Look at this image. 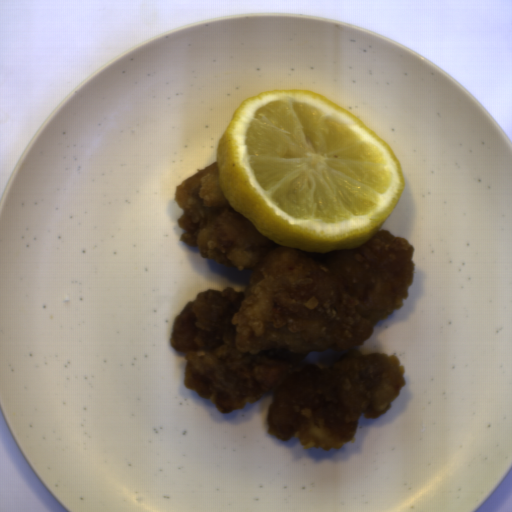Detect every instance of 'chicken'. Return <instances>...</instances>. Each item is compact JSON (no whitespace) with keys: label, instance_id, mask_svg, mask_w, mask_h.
Listing matches in <instances>:
<instances>
[{"label":"chicken","instance_id":"1","mask_svg":"<svg viewBox=\"0 0 512 512\" xmlns=\"http://www.w3.org/2000/svg\"><path fill=\"white\" fill-rule=\"evenodd\" d=\"M176 184L179 241L217 265L250 269L244 291L209 288L173 320L184 386L222 414L272 394L268 434L303 450L355 443L360 416L392 409L406 386L395 354L363 355L380 321L405 306L415 248L379 229L359 249L326 254L284 247L236 212L217 160Z\"/></svg>","mask_w":512,"mask_h":512}]
</instances>
